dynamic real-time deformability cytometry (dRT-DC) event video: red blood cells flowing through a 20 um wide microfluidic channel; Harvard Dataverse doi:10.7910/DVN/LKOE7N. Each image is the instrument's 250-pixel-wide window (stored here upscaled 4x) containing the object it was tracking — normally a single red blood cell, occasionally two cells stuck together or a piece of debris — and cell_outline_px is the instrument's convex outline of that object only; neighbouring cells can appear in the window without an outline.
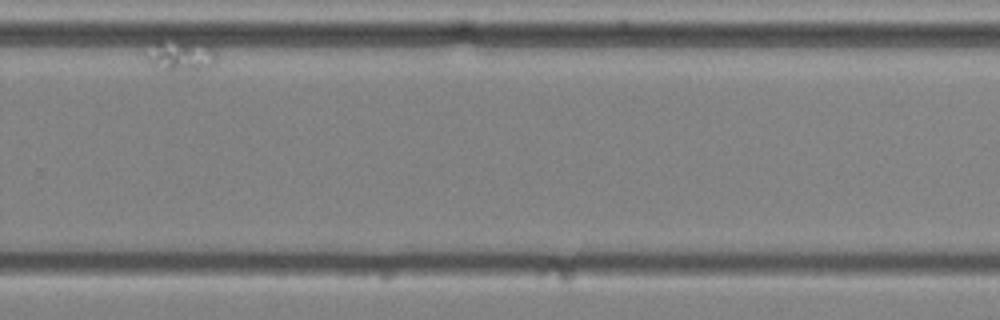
{"species": "common noctule bat (a hibernating species)", "species_latin": "Nyctalus noctula", "temperature_condition": "cold", "stored_images_in_passage": 9, "segment_of_instrument_passage": [3, 3], "camera_frame_rate_fps": 3000, "um_per_image_px": 0.085, "animal": {"sex": "male", "body_mass_g": 20.4}, "frame": {"image": 1, "passage_image": 8, "time_ms": 2.333, "image_size_px": [1000, 320], "cell_outline_px": [[216, 60], [208, 68], [172, 72], [168, 72], [152, 68], [148, 60], [160, 52], [184, 44], [208, 44], [216, 52]], "centroid_in_image_um": [15.67, 4.95], "position_along_channel_um": 314.1, "area_um2": 10.35}}